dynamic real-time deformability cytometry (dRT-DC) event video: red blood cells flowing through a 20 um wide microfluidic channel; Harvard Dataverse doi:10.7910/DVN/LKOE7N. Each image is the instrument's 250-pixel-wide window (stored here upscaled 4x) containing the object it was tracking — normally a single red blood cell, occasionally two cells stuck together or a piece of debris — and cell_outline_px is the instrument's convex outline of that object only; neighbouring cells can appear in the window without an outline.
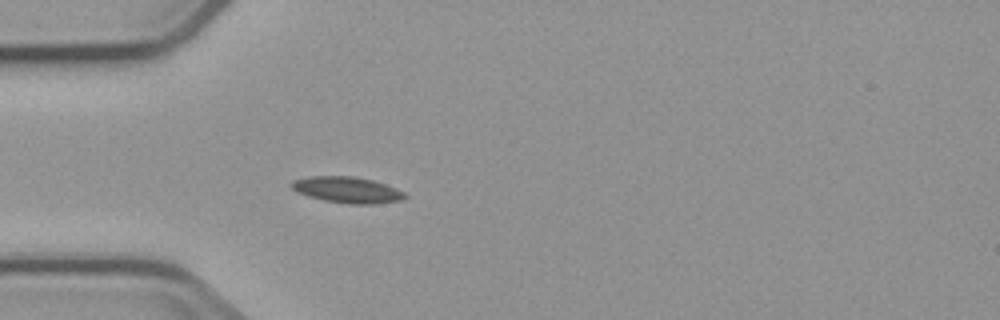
{"species": "common noctule bat (a hibernating species)", "species_latin": "Nyctalus noctula", "temperature_condition": "cold", "stored_images_in_passage": 5, "camera_frame_rate_fps": 3000, "um_per_image_px": 0.085, "animal": {"sex": "male", "body_mass_g": 23.1, "forearm_length_mm": 52.7}, "frame": {"image": 1, "passage_image": 5, "time_ms": 4.667, "image_size_px": [1000, 320], "cell_outline_px": [[408, 196], [400, 200], [376, 204], [348, 204], [324, 200], [308, 196], [296, 192], [288, 184], [292, 180], [308, 176], [352, 176], [372, 180], [396, 188], [404, 192]], "centroid_in_image_um": [29.47, 16.13], "position_along_channel_um": 55.5, "area_um2": 17.34}}